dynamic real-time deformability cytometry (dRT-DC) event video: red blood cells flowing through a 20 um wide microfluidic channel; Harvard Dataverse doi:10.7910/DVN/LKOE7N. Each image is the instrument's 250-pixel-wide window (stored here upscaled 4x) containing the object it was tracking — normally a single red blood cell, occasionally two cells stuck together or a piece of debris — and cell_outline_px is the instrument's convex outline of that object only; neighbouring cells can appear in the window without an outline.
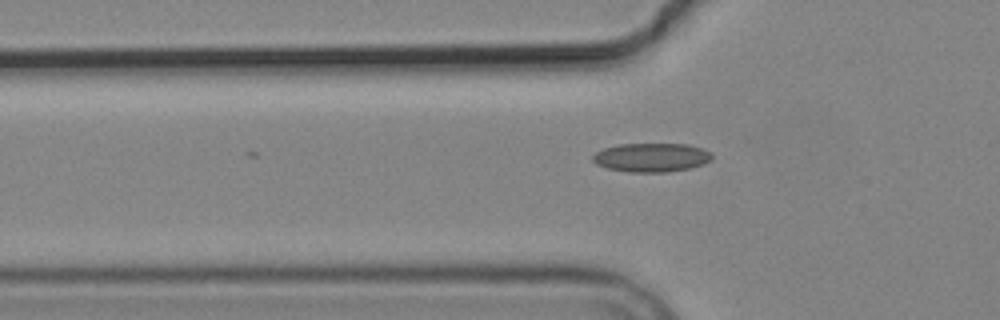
{"species": "common noctule bat (a hibernating species)", "species_latin": "Nyctalus noctula", "temperature_condition": "cold", "stored_images_in_passage": 2, "camera_frame_rate_fps": 3000, "um_per_image_px": 0.085, "animal": {"sex": "male", "body_mass_g": 19.2, "forearm_length_mm": 51.8}, "frame": {"image": 1, "passage_image": 2, "time_ms": 1.667, "image_size_px": [1000, 320], "cell_outline_px": [[712, 160], [704, 164], [692, 168], [668, 172], [628, 172], [608, 168], [596, 164], [592, 160], [592, 156], [596, 152], [604, 148], [620, 144], [688, 144], [704, 148], [712, 152]], "centroid_in_image_um": [55.42, 13.38], "position_along_channel_um": 70.4, "area_um2": 20.29}}